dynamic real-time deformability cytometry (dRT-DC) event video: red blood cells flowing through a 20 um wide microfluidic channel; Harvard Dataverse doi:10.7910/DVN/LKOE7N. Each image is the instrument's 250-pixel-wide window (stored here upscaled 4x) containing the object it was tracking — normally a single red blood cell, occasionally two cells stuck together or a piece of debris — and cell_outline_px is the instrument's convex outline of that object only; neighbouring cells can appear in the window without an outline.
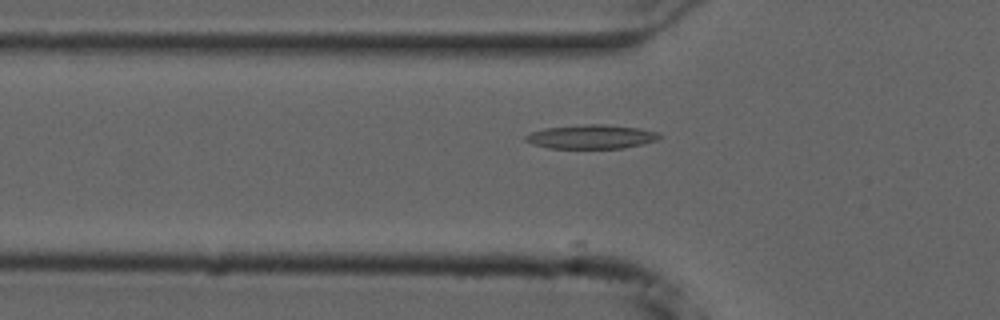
{"species": "common noctule bat (a hibernating species)", "species_latin": "Nyctalus noctula", "temperature_condition": "cold", "stored_images_in_passage": 39, "camera_frame_rate_fps": 3000, "um_per_image_px": 0.085, "animal": {"sex": "male", "forearm_length_mm": 52.5}, "frame": {"image": 1, "passage_image": 2, "time_ms": 0.333, "image_size_px": [1000, 320], "cell_outline_px": [[660, 136], [656, 140], [624, 148], [548, 148], [532, 144], [524, 140], [524, 136], [532, 132], [544, 128], [588, 124], [604, 124], [636, 128], [656, 132]], "centroid_in_image_um": [50.19, 11.62], "position_along_channel_um": 75.6, "area_um2": 18.44}}
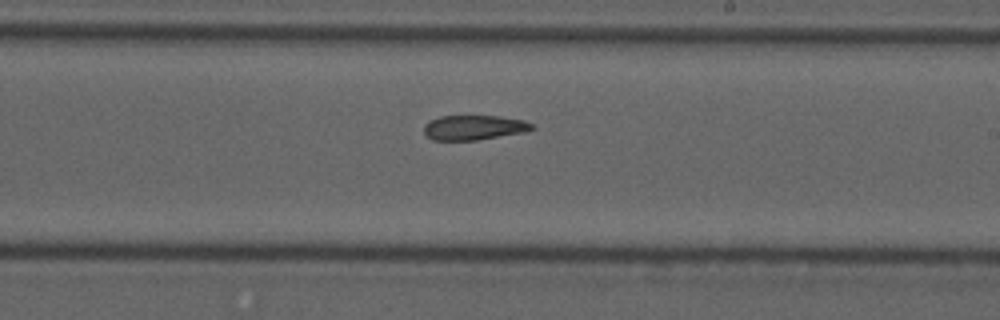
{"frame": {"image": 2, "passage_image": 16, "time_ms": 5.0, "image_size_px": [1000, 320], "cell_outline_px": [[536, 128], [524, 132], [476, 140], [432, 140], [424, 132], [424, 124], [428, 120], [440, 116], [500, 116], [524, 120], [532, 124]], "centroid_in_image_um": [40.27, 10.83], "position_along_channel_um": 248.7, "area_um2": 15.61}}
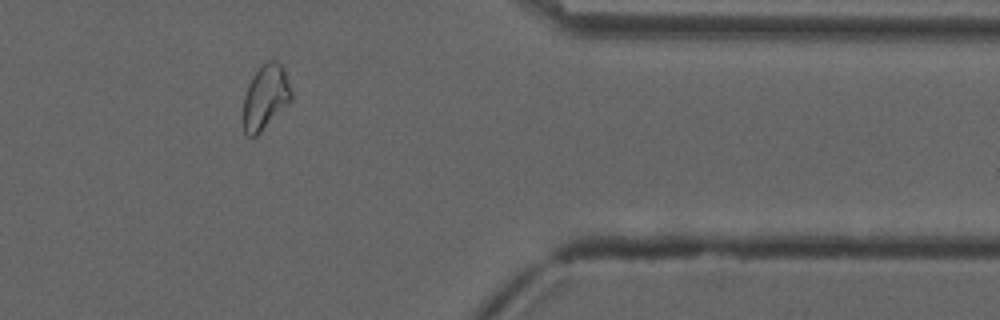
{"frame": {"image": 3, "passage_image": 29, "time_ms": 9.333, "image_size_px": [1000, 320], "cell_outline_px": [[292, 100], [256, 136], [248, 136], [244, 132], [244, 96], [248, 84], [252, 76], [260, 64], [268, 60], [276, 60], [284, 68], [292, 92]], "centroid_in_image_um": [22.57, 8.21], "position_along_channel_um": 388.8, "area_um2": 18.09}, "authors_computed_cell_mechanics": {"area_um2": 16.8776, "velocity_mm_per_s": 3.7066, "shape_relaxation_time_tau1_ms": null, "shape_relaxation_time_tau2_ms": 7.3754, "deformation_change_tau1": null, "deformation_change_tau2": 0.1364}}